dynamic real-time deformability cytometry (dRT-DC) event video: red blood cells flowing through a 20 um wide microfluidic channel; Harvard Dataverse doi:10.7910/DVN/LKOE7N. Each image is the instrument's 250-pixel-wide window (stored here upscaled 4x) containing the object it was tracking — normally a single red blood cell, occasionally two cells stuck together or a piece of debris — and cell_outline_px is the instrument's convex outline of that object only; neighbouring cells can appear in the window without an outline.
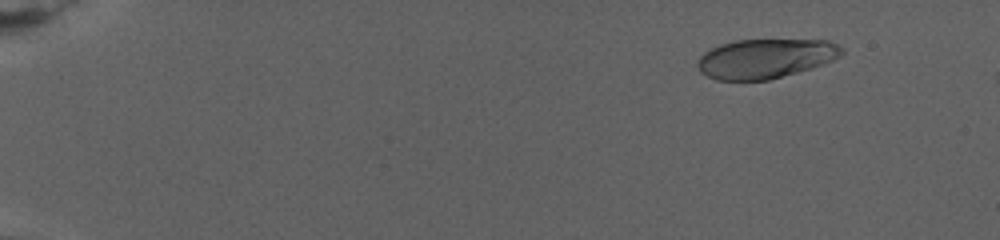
{"species": "human", "species_latin": "Homo sapiens", "temperature_condition": "warm", "stored_images_in_passage": 15, "camera_frame_rate_fps": 3000, "um_per_image_px": 0.085, "donor": {"sex": "female"}, "frame": {"image": 1, "passage_image": 7, "time_ms": 2.667, "image_size_px": [1000, 240], "cell_outline_px": [[844, 52], [840, 56], [832, 60], [812, 68], [768, 80], [716, 80], [700, 72], [696, 64], [696, 60], [704, 52], [720, 44], [736, 40], [828, 40], [844, 48]], "centroid_in_image_um": [65.04, 4.97], "position_along_channel_um": 20.0, "area_um2": 33.18}}